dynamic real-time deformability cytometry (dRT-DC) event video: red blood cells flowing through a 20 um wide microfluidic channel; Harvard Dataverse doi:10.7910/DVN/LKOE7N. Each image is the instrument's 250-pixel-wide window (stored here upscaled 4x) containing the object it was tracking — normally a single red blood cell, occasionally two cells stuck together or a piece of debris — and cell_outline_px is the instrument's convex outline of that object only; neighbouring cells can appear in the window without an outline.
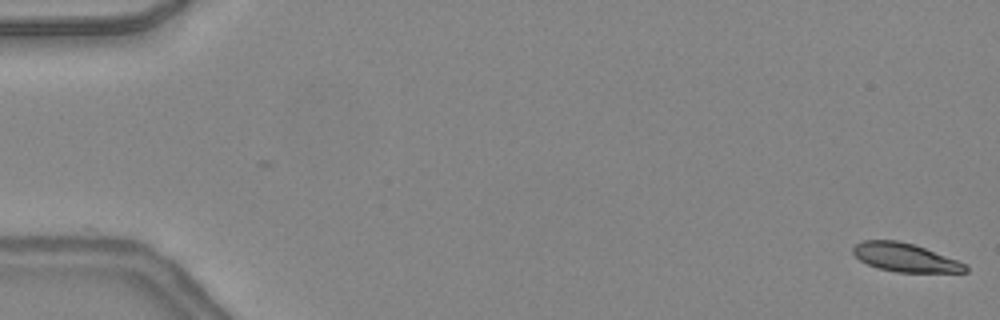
{"species": "common noctule bat (a hibernating species)", "species_latin": "Nyctalus noctula", "temperature_condition": "warm", "stored_images_in_passage": 4, "camera_frame_rate_fps": 3000, "um_per_image_px": 0.085, "animal": {"sex": "female", "body_mass_g": 24.6, "forearm_length_mm": 56.2}, "frame": {"image": 1, "passage_image": 4, "time_ms": 1.0, "image_size_px": [1000, 320], "cell_outline_px": [[968, 272], [896, 272], [880, 268], [868, 264], [860, 260], [852, 252], [852, 248], [856, 244], [864, 240], [896, 240], [912, 244], [924, 248], [968, 264]], "centroid_in_image_um": [76.94, 21.89], "position_along_channel_um": 8.1, "area_um2": 18.44}}